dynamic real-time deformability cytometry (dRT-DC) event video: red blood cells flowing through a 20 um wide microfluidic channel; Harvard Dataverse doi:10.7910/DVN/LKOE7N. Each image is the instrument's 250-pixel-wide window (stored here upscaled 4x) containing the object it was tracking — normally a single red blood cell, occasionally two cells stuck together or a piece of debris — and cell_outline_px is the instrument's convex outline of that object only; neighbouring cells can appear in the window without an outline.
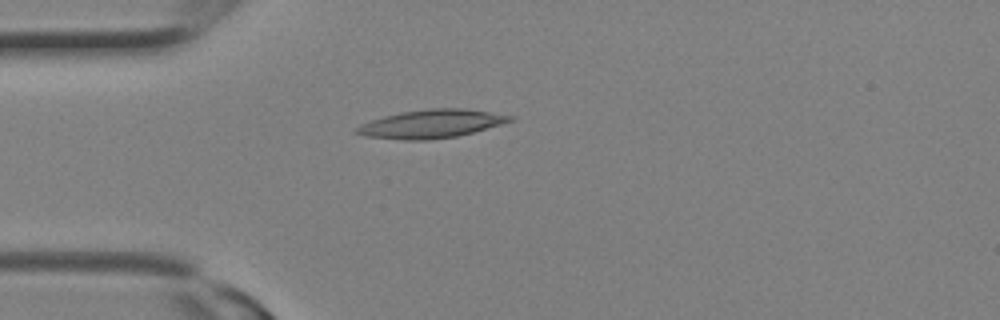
{"species": "Egyptian fruit bat (a non-hibernating species)", "species_latin": "Rousettus aegyptiacus", "temperature_condition": "room temperature", "stored_images_in_passage": 2, "camera_frame_rate_fps": 3000, "um_per_image_px": 0.085, "animal": {"sex": "female"}, "frame": {"image": 1, "passage_image": 2, "time_ms": 0.333, "image_size_px": [1000, 320], "cell_outline_px": [[516, 120], [472, 132], [456, 136], [428, 140], [404, 140], [364, 136], [352, 132], [360, 124], [384, 116], [400, 112], [428, 108], [464, 108], [516, 116]], "centroid_in_image_um": [36.66, 10.52], "position_along_channel_um": 48.3, "area_um2": 25.43}}